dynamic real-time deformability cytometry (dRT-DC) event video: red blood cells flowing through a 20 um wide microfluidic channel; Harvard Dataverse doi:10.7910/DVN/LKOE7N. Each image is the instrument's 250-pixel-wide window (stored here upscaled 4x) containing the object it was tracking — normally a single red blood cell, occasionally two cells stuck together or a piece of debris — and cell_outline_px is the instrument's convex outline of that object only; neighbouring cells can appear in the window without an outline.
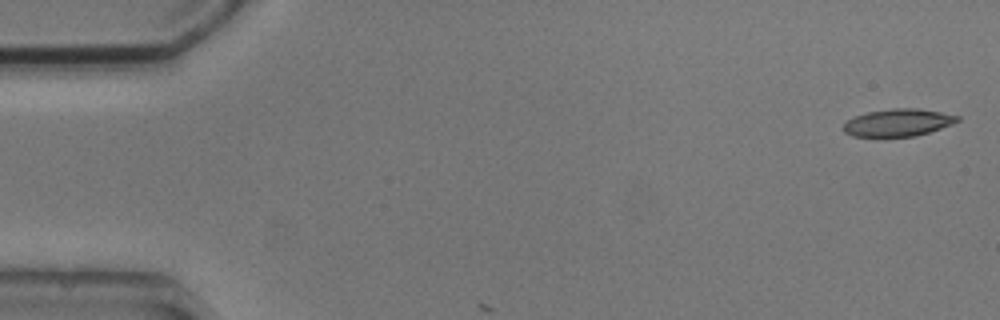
{"species": "common noctule bat (a hibernating species)", "species_latin": "Nyctalus noctula", "temperature_condition": "cold", "stored_images_in_passage": 2, "camera_frame_rate_fps": 3000, "um_per_image_px": 0.085, "animal": {"sex": "male", "body_mass_g": 20.5, "forearm_length_mm": 52.5}, "frame": {"image": 1, "passage_image": 2, "time_ms": 1.333, "image_size_px": [1000, 320], "cell_outline_px": [[960, 120], [952, 124], [916, 136], [852, 136], [844, 132], [844, 124], [848, 120], [856, 116], [868, 112], [892, 108], [920, 108], [960, 116]], "centroid_in_image_um": [76.36, 10.41], "position_along_channel_um": 8.6, "area_um2": 17.98}}